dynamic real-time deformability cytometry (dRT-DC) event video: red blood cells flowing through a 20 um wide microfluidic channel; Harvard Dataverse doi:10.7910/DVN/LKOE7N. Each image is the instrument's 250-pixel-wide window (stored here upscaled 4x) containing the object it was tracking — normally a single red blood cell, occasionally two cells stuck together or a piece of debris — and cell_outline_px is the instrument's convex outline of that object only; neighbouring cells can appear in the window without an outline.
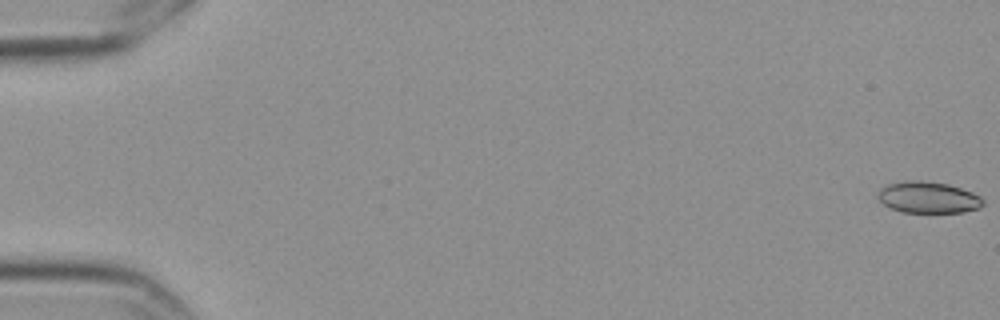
{"species": "Egyptian fruit bat (a non-hibernating species)", "species_latin": "Rousettus aegyptiacus", "temperature_condition": "cold", "stored_images_in_passage": 16, "camera_frame_rate_fps": 3000, "um_per_image_px": 0.085, "frame": {"image": 1, "passage_image": 1, "time_ms": 0.0, "image_size_px": [1000, 320], "cell_outline_px": [[984, 204], [980, 208], [964, 212], [900, 212], [884, 204], [876, 196], [880, 188], [888, 184], [904, 180], [920, 180], [948, 184], [972, 192], [980, 196], [984, 200]], "centroid_in_image_um": [78.9, 16.77], "position_along_channel_um": 6.1, "area_um2": 19.36}}
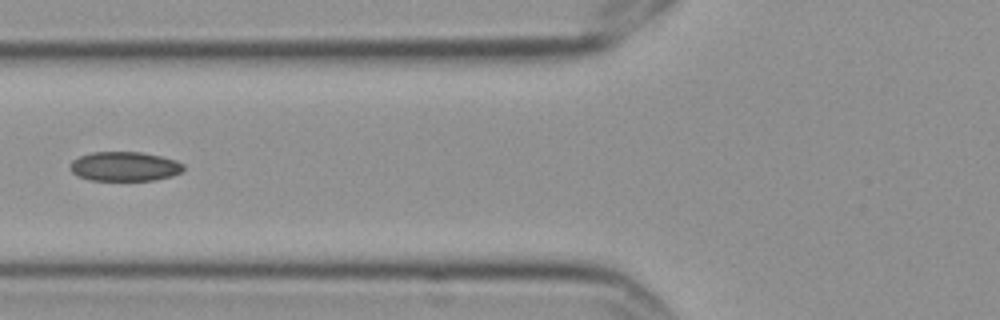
{"frame": {"image": 2, "passage_image": 7, "time_ms": 2.0, "image_size_px": [1000, 320], "cell_outline_px": [[184, 168], [180, 172], [172, 176], [156, 180], [88, 180], [76, 176], [68, 168], [68, 164], [72, 160], [80, 156], [92, 152], [140, 152], [160, 156], [176, 160], [184, 164]], "centroid_in_image_um": [10.55, 14.15], "position_along_channel_um": 115.3, "area_um2": 19.59}}
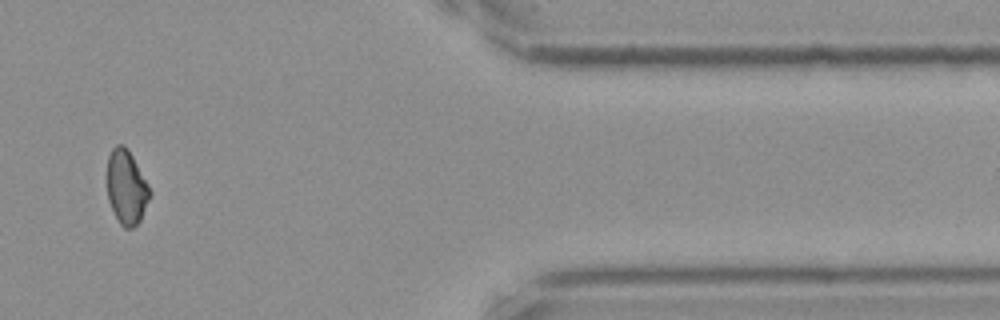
{"frame": {"image": 3, "passage_image": 14, "time_ms": 4.333, "image_size_px": [1000, 320], "cell_outline_px": [[152, 196], [140, 220], [132, 228], [124, 228], [120, 224], [108, 200], [108, 156], [112, 148], [116, 144], [124, 144], [128, 148], [148, 184], [152, 192]], "centroid_in_image_um": [10.77, 15.9], "position_along_channel_um": 400.6, "area_um2": 18.5}}